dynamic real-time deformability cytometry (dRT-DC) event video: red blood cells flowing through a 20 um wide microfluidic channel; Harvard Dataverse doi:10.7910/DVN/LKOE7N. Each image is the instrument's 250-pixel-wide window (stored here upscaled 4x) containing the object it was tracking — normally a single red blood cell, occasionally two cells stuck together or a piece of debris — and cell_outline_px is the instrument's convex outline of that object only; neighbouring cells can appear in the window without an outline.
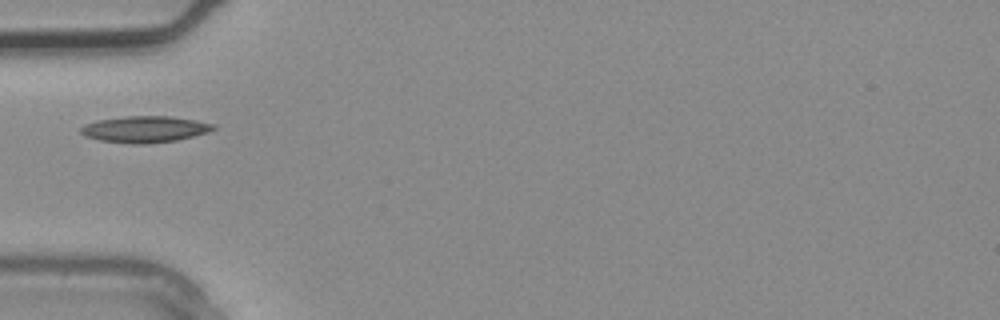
{"species": "common noctule bat (a hibernating species)", "species_latin": "Nyctalus noctula", "temperature_condition": "warm", "stored_images_in_passage": 2, "camera_frame_rate_fps": 3000, "um_per_image_px": 0.085, "animal": {"sex": "male", "body_mass_g": 20.4}, "frame": {"image": 1, "passage_image": 2, "time_ms": 0.333, "image_size_px": [1000, 320], "cell_outline_px": [[216, 128], [208, 132], [176, 140], [148, 144], [128, 144], [100, 140], [84, 136], [80, 132], [80, 128], [88, 124], [100, 120], [128, 116], [168, 116], [196, 120], [216, 124]], "centroid_in_image_um": [12.34, 10.99], "position_along_channel_um": 72.7, "area_um2": 20.29}}